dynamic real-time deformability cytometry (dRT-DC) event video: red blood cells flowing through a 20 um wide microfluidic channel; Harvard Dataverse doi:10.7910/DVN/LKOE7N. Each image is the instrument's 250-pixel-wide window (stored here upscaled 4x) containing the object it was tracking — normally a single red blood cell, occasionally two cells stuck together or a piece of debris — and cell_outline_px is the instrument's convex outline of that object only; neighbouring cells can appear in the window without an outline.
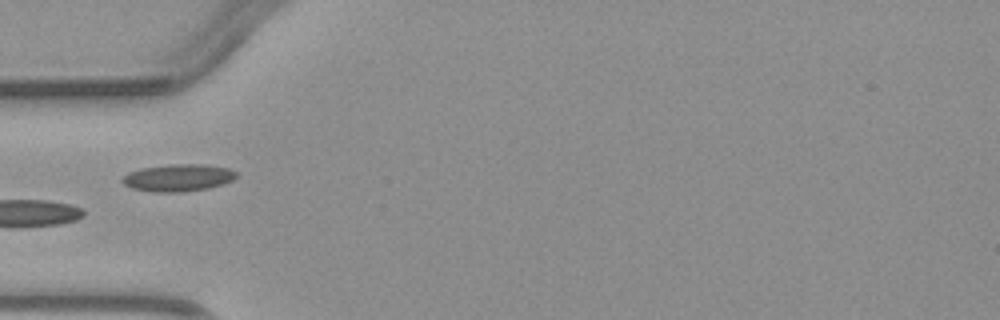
{"species": "common noctule bat (a hibernating species)", "species_latin": "Nyctalus noctula", "temperature_condition": "warm", "stored_images_in_passage": 3, "camera_frame_rate_fps": 3000, "um_per_image_px": 0.085, "animal": {"sex": "male", "body_mass_g": 23.1, "forearm_length_mm": 52.7}, "frame": {"image": 1, "passage_image": 3, "time_ms": 2.333, "image_size_px": [1000, 320], "cell_outline_px": [[236, 176], [232, 180], [208, 188], [180, 192], [152, 192], [132, 188], [124, 184], [120, 180], [128, 172], [140, 168], [172, 164], [204, 164], [228, 168], [236, 172]], "centroid_in_image_um": [15.1, 15.1], "position_along_channel_um": 69.9, "area_um2": 17.98}}